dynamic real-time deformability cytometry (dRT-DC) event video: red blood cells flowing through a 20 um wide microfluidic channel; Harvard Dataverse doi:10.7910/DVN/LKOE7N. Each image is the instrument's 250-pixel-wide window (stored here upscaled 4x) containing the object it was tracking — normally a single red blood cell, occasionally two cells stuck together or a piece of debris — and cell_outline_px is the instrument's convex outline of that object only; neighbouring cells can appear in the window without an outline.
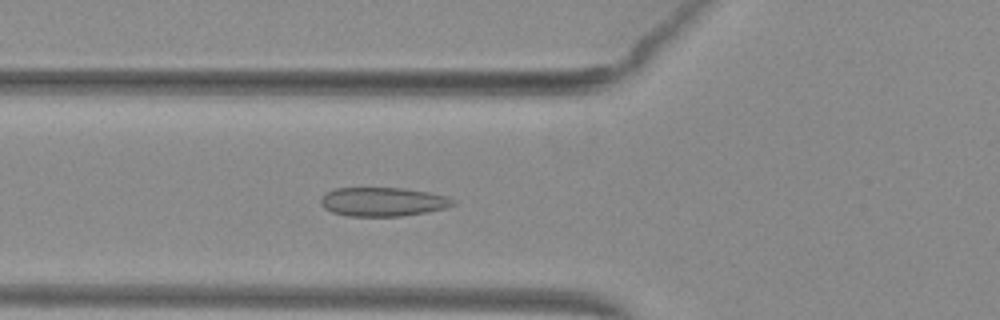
{"species": "common noctule bat (a hibernating species)", "species_latin": "Nyctalus noctula", "temperature_condition": "warm", "stored_images_in_passage": 52, "camera_frame_rate_fps": 3000, "um_per_image_px": 0.085, "animal": {"sex": "female", "body_mass_g": 29.2, "forearm_length_mm": 56.3}, "frame": {"image": 1, "passage_image": 20, "time_ms": 6.333, "image_size_px": [1000, 320], "cell_outline_px": [[456, 204], [448, 208], [404, 216], [348, 216], [332, 212], [324, 208], [320, 204], [320, 200], [328, 192], [336, 188], [404, 188], [428, 192], [448, 196], [456, 200]], "centroid_in_image_um": [32.6, 17.16], "position_along_channel_um": 93.2, "area_um2": 22.43}}
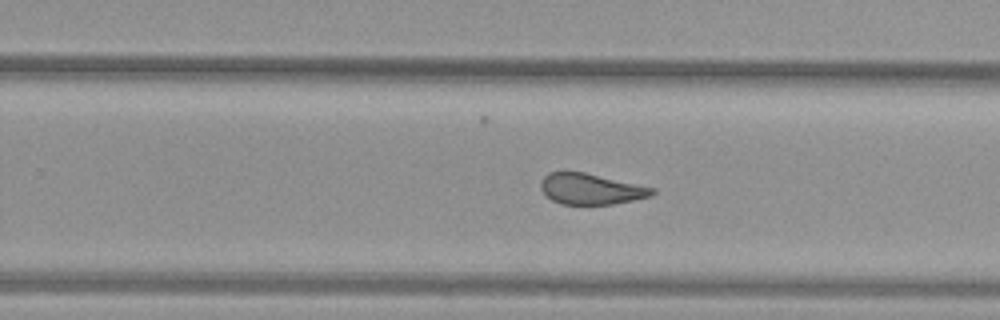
{"frame": {"image": 2, "passage_image": 34, "time_ms": 11.0, "image_size_px": [1000, 320], "cell_outline_px": [[656, 192], [652, 196], [612, 204], [560, 204], [552, 200], [540, 188], [540, 180], [548, 172], [584, 172], [656, 188]], "centroid_in_image_um": [50.23, 16.06], "position_along_channel_um": 279.6, "area_um2": 20.0}}
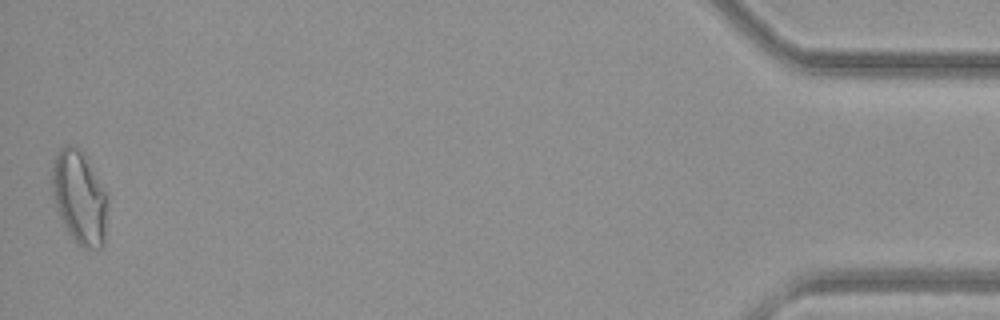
{"frame": {"image": 3, "passage_image": 52, "time_ms": 17.0, "image_size_px": [1000, 320], "cell_outline_px": [[104, 244], [100, 248], [84, 248], [76, 244], [72, 240], [56, 208], [52, 192], [52, 164], [60, 148], [68, 144], [72, 144], [80, 152], [104, 192]], "centroid_in_image_um": [6.67, 16.84], "position_along_channel_um": 428.5, "area_um2": 28.67}, "authors_computed_cell_mechanics": {"area_um2": 23.3801, "velocity_mm_per_s": 3.993, "shape_relaxation_time_tau1_ms": null, "shape_relaxation_time_tau2_ms": 1.2423, "deformation_change_tau1": null, "deformation_change_tau2": 0.0733}}